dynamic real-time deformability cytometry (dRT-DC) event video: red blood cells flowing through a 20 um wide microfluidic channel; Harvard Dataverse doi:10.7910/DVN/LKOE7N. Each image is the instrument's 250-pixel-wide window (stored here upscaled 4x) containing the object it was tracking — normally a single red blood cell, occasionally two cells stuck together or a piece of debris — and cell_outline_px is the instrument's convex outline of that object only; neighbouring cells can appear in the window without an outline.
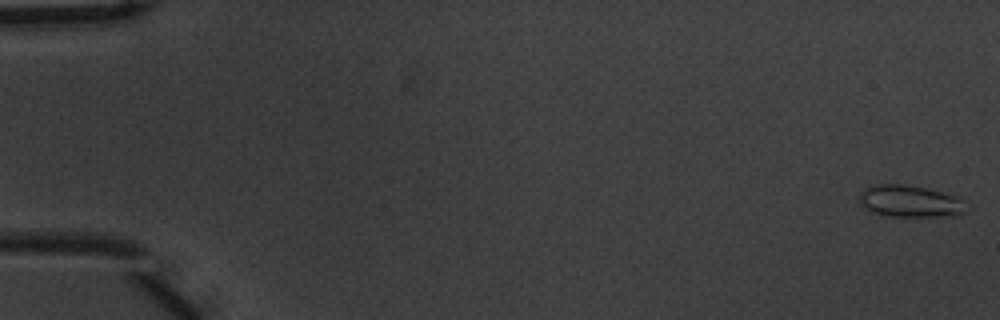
{"species": "common noctule bat (a hibernating species)", "species_latin": "Nyctalus noctula", "temperature_condition": "warm", "stored_images_in_passage": 14, "segment_of_instrument_passage": [1, 2], "camera_frame_rate_fps": 3000, "um_per_image_px": 0.085, "animal": {"sex": "male", "body_mass_g": 20.1, "forearm_length_mm": 53.5}, "frame": {"image": 1, "passage_image": 1, "time_ms": 0.0, "image_size_px": [1000, 320], "cell_outline_px": [[964, 212], [960, 216], [892, 216], [872, 212], [864, 208], [860, 204], [860, 192], [864, 188], [876, 184], [904, 184], [924, 188], [960, 196], [964, 200]], "centroid_in_image_um": [77.36, 17.1], "position_along_channel_um": 7.6, "area_um2": 19.94}}